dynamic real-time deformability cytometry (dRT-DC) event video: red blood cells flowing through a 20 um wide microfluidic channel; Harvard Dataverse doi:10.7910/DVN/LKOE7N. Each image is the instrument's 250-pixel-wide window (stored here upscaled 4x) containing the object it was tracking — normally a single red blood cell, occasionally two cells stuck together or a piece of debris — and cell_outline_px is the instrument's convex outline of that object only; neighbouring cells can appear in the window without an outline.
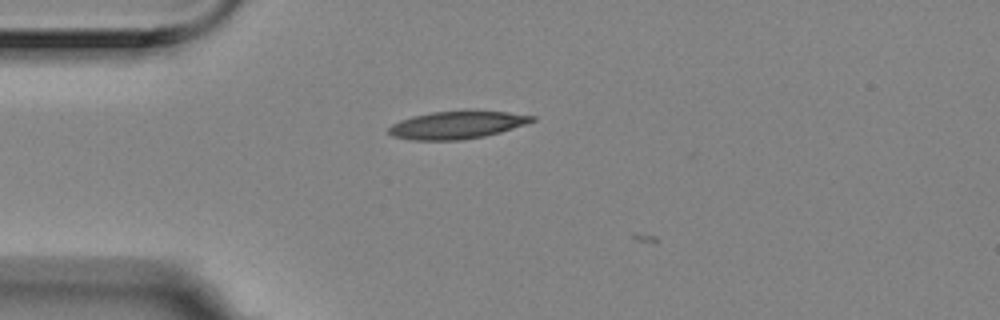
{"species": "Egyptian fruit bat (a non-hibernating species)", "species_latin": "Rousettus aegyptiacus", "temperature_condition": "room temperature", "stored_images_in_passage": 3, "camera_frame_rate_fps": 3000, "um_per_image_px": 0.085, "animal": {"sex": "female"}, "frame": {"image": 1, "passage_image": 1, "time_ms": 0.0, "image_size_px": [1000, 320], "cell_outline_px": [[536, 120], [500, 132], [484, 136], [464, 140], [412, 140], [392, 136], [388, 132], [388, 128], [392, 124], [400, 120], [412, 116], [432, 112], [464, 108], [468, 108], [508, 112], [536, 116]], "centroid_in_image_um": [38.85, 10.58], "position_along_channel_um": 46.1, "area_um2": 23.81}}